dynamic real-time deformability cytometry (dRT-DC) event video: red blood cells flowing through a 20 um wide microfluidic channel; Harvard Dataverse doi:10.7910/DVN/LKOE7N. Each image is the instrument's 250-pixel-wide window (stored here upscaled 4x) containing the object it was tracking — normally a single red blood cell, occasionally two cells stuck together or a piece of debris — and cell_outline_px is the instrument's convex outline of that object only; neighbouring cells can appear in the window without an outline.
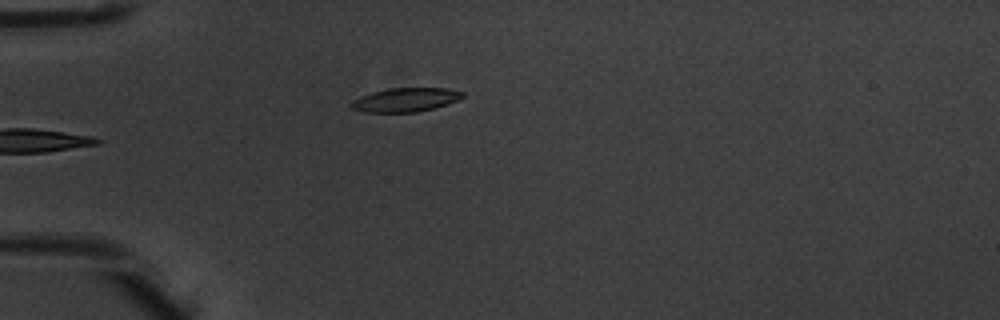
{"species": "common noctule bat (a hibernating species)", "species_latin": "Nyctalus noctula", "temperature_condition": "warm", "stored_images_in_passage": 7, "camera_frame_rate_fps": 3000, "um_per_image_px": 0.085, "animal": {"sex": "male", "body_mass_g": 20.1, "forearm_length_mm": 53.5}, "frame": {"image": 1, "passage_image": 6, "time_ms": 1.667, "image_size_px": [1000, 320], "cell_outline_px": [[464, 96], [456, 100], [436, 108], [416, 112], [364, 112], [352, 108], [352, 100], [360, 96], [372, 92], [392, 88], [448, 88], [464, 92]], "centroid_in_image_um": [34.48, 8.48], "position_along_channel_um": 50.5, "area_um2": 15.37}}